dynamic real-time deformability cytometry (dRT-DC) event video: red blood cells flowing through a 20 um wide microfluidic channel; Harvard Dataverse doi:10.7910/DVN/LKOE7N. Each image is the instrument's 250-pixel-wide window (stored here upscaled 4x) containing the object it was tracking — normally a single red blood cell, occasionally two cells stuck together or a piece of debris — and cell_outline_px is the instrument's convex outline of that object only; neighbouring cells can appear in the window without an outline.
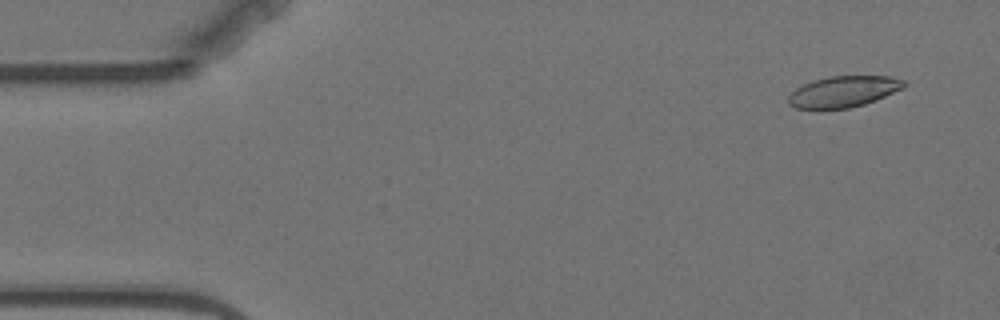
{"species": "Egyptian fruit bat (a non-hibernating species)", "species_latin": "Rousettus aegyptiacus", "temperature_condition": "warm", "stored_images_in_passage": 5, "camera_frame_rate_fps": 3000, "um_per_image_px": 0.085, "animal": {"sex": "female"}, "frame": {"image": 1, "passage_image": 1, "time_ms": 0.0, "image_size_px": [1000, 320], "cell_outline_px": [[908, 84], [904, 88], [876, 100], [864, 104], [848, 108], [796, 108], [788, 104], [788, 96], [796, 88], [812, 80], [828, 76], [892, 76], [904, 80]], "centroid_in_image_um": [71.73, 7.77], "position_along_channel_um": 13.3, "area_um2": 20.98}}
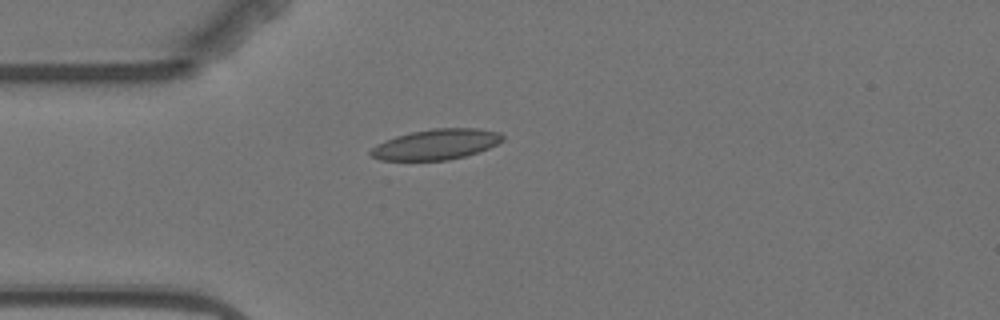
{"frame": {"image": 2, "passage_image": 4, "time_ms": 3.667, "image_size_px": [1000, 320], "cell_outline_px": [[504, 140], [488, 148], [464, 156], [448, 160], [380, 160], [372, 156], [368, 152], [376, 144], [396, 136], [412, 132], [432, 128], [476, 128], [500, 132], [504, 136]], "centroid_in_image_um": [37.07, 12.26], "position_along_channel_um": 47.9, "area_um2": 23.29}}